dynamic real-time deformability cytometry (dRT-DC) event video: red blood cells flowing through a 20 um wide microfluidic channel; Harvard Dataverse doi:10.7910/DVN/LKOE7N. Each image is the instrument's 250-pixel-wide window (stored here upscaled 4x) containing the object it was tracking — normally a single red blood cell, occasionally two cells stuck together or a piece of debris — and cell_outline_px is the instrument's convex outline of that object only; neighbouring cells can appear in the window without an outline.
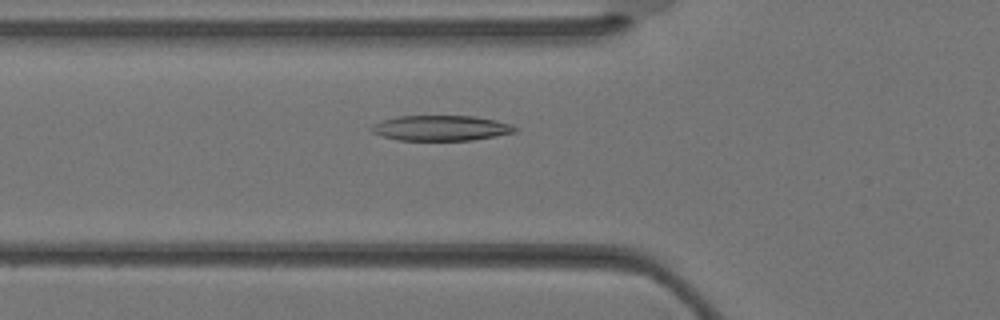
{"species": "Egyptian fruit bat (a non-hibernating species)", "species_latin": "Rousettus aegyptiacus", "temperature_condition": "warm", "stored_images_in_passage": 33, "camera_frame_rate_fps": 3000, "um_per_image_px": 0.085, "animal": {"sex": "female"}, "frame": {"image": 1, "passage_image": 9, "time_ms": 2.667, "image_size_px": [1000, 320], "cell_outline_px": [[516, 132], [496, 136], [472, 140], [396, 140], [372, 132], [368, 128], [372, 124], [384, 120], [400, 116], [472, 116], [496, 120], [512, 124], [516, 128]], "centroid_in_image_um": [37.48, 10.88], "position_along_channel_um": 88.3, "area_um2": 21.1}}
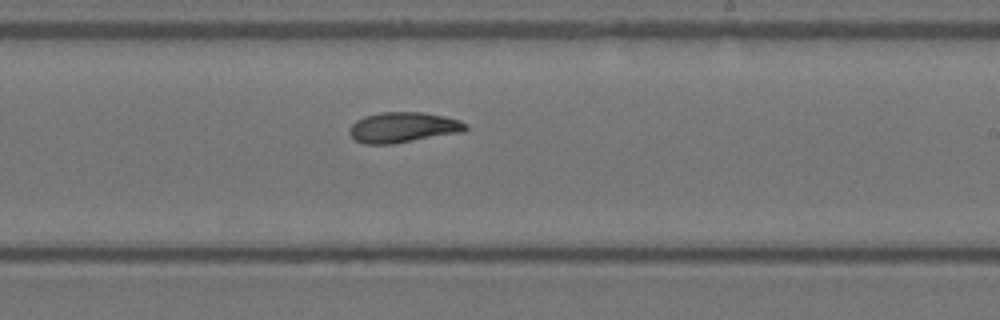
{"frame": {"image": 2, "passage_image": 18, "time_ms": 5.667, "image_size_px": [1000, 320], "cell_outline_px": [[468, 128], [464, 132], [392, 144], [364, 144], [356, 140], [348, 132], [348, 128], [356, 120], [364, 116], [380, 112], [424, 112], [444, 116], [460, 120], [468, 124]], "centroid_in_image_um": [34.28, 10.82], "position_along_channel_um": 254.7, "area_um2": 20.81}}
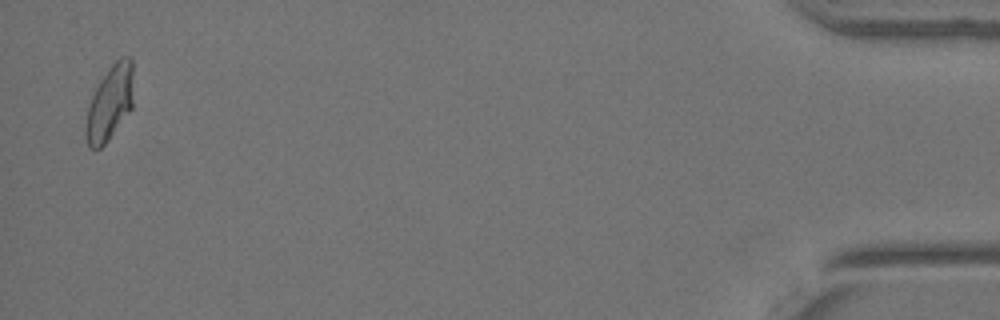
{"frame": {"image": 3, "passage_image": 32, "time_ms": 10.333, "image_size_px": [1000, 320], "cell_outline_px": [[132, 108], [108, 140], [100, 148], [88, 148], [84, 136], [84, 124], [88, 108], [92, 96], [100, 80], [108, 68], [120, 56], [128, 56], [132, 60]], "centroid_in_image_um": [9.3, 8.77], "position_along_channel_um": 425.9, "area_um2": 20.81}}